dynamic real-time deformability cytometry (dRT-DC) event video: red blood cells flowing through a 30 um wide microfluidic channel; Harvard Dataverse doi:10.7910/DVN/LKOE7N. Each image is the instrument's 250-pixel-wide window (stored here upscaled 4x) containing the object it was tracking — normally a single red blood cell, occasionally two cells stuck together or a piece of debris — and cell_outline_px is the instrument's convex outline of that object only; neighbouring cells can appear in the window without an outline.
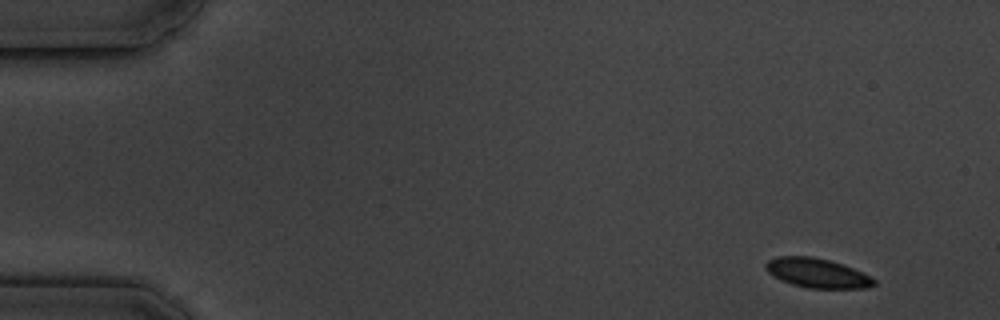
{"species": "common noctule bat (a hibernating species)", "species_latin": "Nyctalus noctula", "temperature_condition": "cold", "stored_images_in_passage": 6, "camera_frame_rate_fps": 3000, "um_per_image_px": 0.085, "animal": {"sex": "male", "body_mass_g": 19.5, "forearm_length_mm": 54.6}, "frame": {"image": 1, "passage_image": 1, "time_ms": 0.0, "image_size_px": [1000, 320], "cell_outline_px": [[876, 284], [868, 288], [808, 288], [792, 284], [780, 280], [772, 276], [764, 268], [764, 264], [768, 260], [776, 256], [812, 256], [844, 264], [876, 280]], "centroid_in_image_um": [69.41, 23.2], "position_along_channel_um": 15.6, "area_um2": 18.61}}
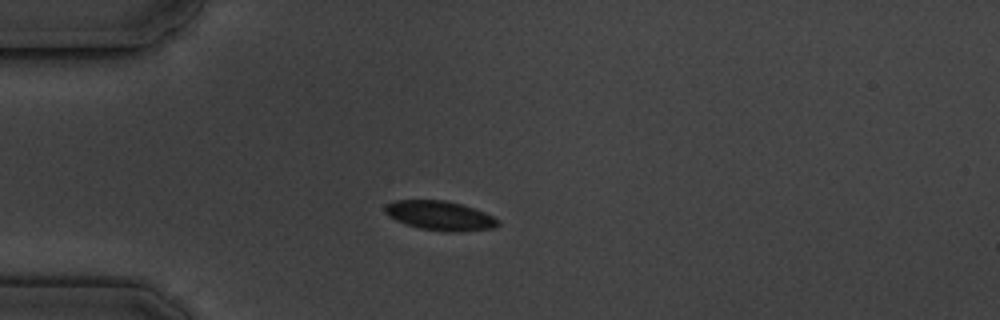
{"frame": {"image": 2, "passage_image": 4, "time_ms": 3.667, "image_size_px": [1000, 320], "cell_outline_px": [[500, 224], [496, 228], [464, 232], [444, 232], [420, 228], [404, 224], [388, 216], [384, 212], [384, 204], [396, 200], [444, 200], [460, 204], [484, 212], [500, 220]], "centroid_in_image_um": [37.39, 18.34], "position_along_channel_um": 47.6, "area_um2": 19.59}}